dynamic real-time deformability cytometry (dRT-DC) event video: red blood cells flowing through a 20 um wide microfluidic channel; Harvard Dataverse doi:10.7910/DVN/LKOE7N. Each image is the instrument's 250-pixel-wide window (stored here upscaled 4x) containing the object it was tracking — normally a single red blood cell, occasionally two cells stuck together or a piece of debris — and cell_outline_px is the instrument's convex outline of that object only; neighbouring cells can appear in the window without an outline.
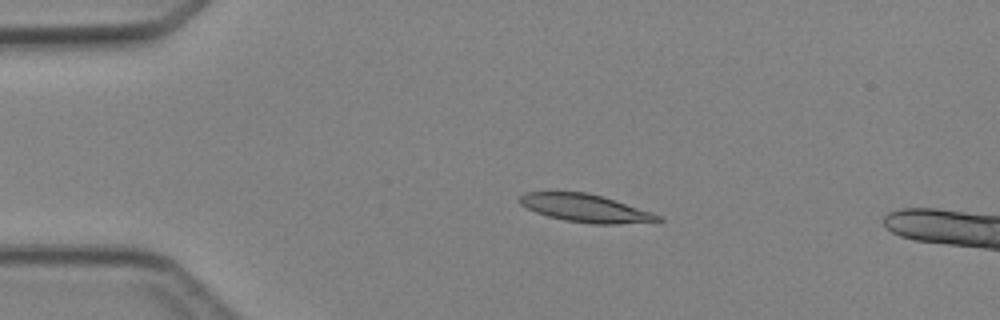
{"species": "Egyptian fruit bat (a non-hibernating species)", "species_latin": "Rousettus aegyptiacus", "temperature_condition": "cold", "stored_images_in_passage": 4, "camera_frame_rate_fps": 3000, "um_per_image_px": 0.085, "animal": {"sex": "female"}, "frame": {"image": 1, "passage_image": 3, "time_ms": 2.333, "image_size_px": [1000, 320], "cell_outline_px": [[664, 220], [620, 224], [592, 224], [564, 220], [548, 216], [536, 212], [520, 204], [516, 200], [524, 192], [588, 192], [604, 196], [664, 216]], "centroid_in_image_um": [49.78, 17.69], "position_along_channel_um": 35.2, "area_um2": 22.6}}